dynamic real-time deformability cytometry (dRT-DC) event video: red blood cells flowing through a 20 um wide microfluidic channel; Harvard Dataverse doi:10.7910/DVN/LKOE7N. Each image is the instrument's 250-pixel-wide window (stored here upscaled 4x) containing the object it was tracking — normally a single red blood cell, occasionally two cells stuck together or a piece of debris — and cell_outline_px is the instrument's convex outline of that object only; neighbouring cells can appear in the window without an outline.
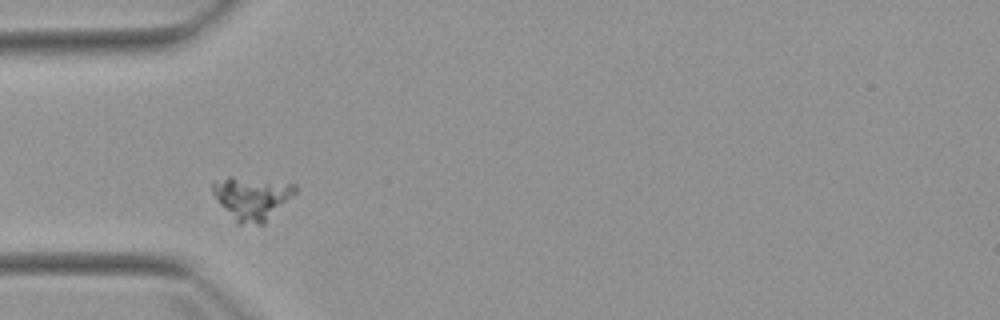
{"species": "Egyptian fruit bat (a non-hibernating species)", "species_latin": "Rousettus aegyptiacus", "temperature_condition": "warm", "stored_images_in_passage": 4, "camera_frame_rate_fps": 3000, "um_per_image_px": 0.085, "animal": {"sex": "female"}, "frame": {"image": 1, "passage_image": 1, "time_ms": 0.0, "image_size_px": [1000, 320], "cell_outline_px": [[296, 192], [264, 224], [236, 224], [220, 204], [212, 192], [212, 184], [228, 176], [232, 176], [296, 184]], "centroid_in_image_um": [21.4, 16.85], "position_along_channel_um": 63.6, "area_um2": 20.46}}
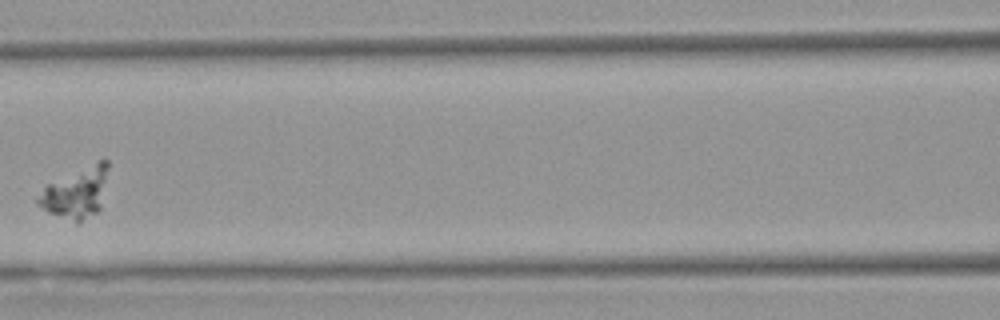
{"frame": {"image": 2, "passage_image": 3, "time_ms": 2.667, "image_size_px": [1000, 320], "cell_outline_px": [[108, 168], [100, 212], [80, 224], [76, 224], [48, 212], [36, 204], [36, 196], [48, 184], [100, 160], [108, 160]], "centroid_in_image_um": [6.47, 16.47], "position_along_channel_um": 160.1, "area_um2": 20.75}}
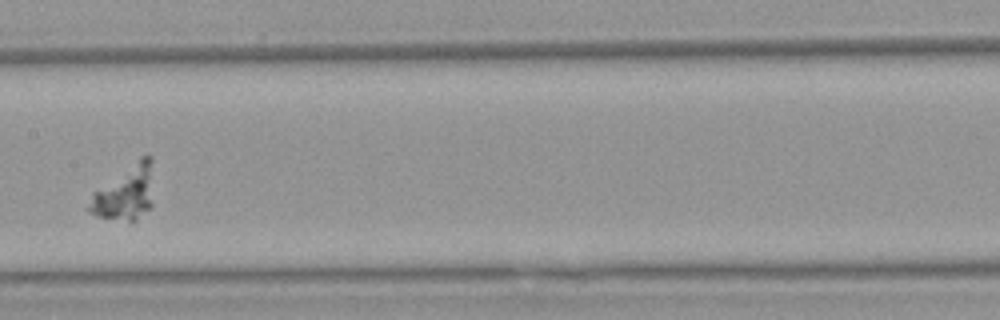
{"frame": {"image": 3, "passage_image": 4, "time_ms": 3.667, "image_size_px": [1000, 320], "cell_outline_px": [[152, 208], [132, 224], [100, 216], [88, 212], [84, 208], [92, 192], [140, 156], [152, 156]], "centroid_in_image_um": [10.62, 16.43], "position_along_channel_um": 196.8, "area_um2": 21.27}}